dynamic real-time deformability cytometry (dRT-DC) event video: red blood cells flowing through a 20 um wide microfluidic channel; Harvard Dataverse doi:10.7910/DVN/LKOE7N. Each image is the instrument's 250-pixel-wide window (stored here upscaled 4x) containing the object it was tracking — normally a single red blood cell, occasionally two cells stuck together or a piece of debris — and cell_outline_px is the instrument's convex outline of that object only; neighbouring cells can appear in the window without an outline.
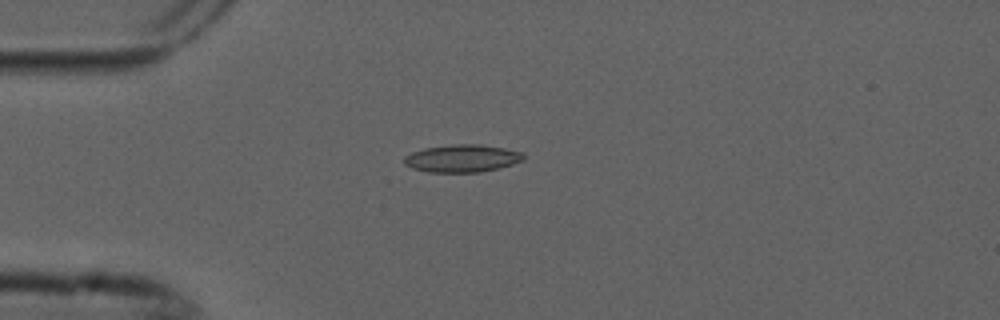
{"species": "common noctule bat (a hibernating species)", "species_latin": "Nyctalus noctula", "temperature_condition": "cold", "stored_images_in_passage": 6, "camera_frame_rate_fps": 3000, "um_per_image_px": 0.085, "animal": {"sex": "male", "forearm_length_mm": 52.5}, "frame": {"image": 1, "passage_image": 3, "time_ms": 0.667, "image_size_px": [1000, 320], "cell_outline_px": [[524, 160], [500, 168], [480, 172], [428, 172], [412, 168], [404, 164], [404, 156], [412, 152], [424, 148], [452, 144], [480, 144], [504, 148], [524, 152]], "centroid_in_image_um": [39.29, 13.46], "position_along_channel_um": 45.7, "area_um2": 19.31}}
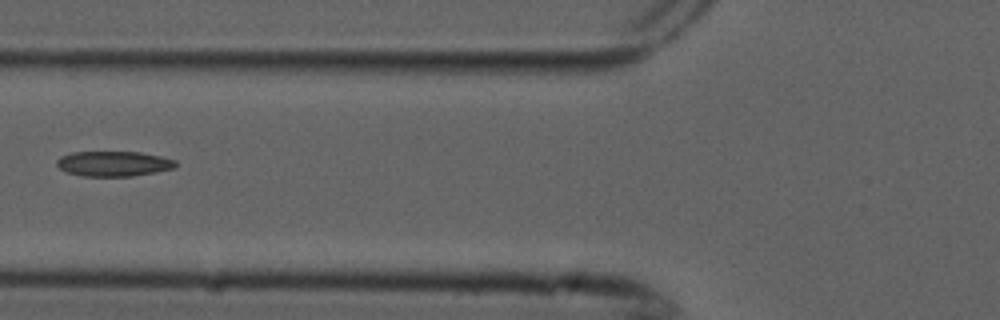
{"frame": {"image": 2, "passage_image": 5, "time_ms": 1.333, "image_size_px": [1000, 320], "cell_outline_px": [[176, 168], [156, 172], [132, 176], [84, 176], [68, 172], [60, 168], [56, 164], [56, 160], [60, 156], [72, 152], [140, 152], [160, 156], [176, 160]], "centroid_in_image_um": [9.67, 13.91], "position_along_channel_um": 116.1, "area_um2": 17.4}}
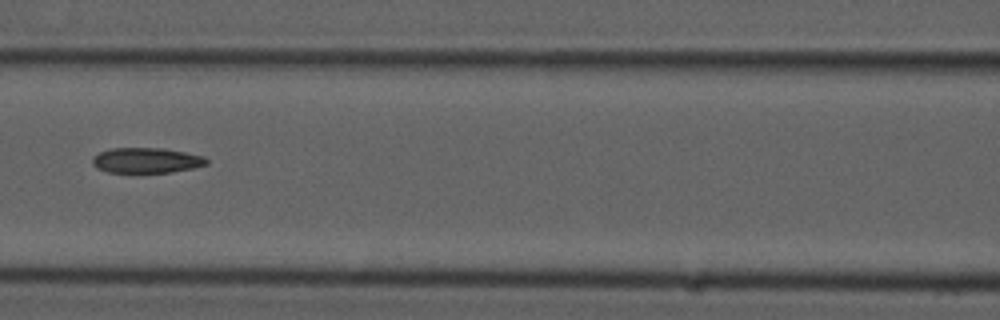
{"frame": {"image": 3, "passage_image": 6, "time_ms": 1.667, "image_size_px": [1000, 320], "cell_outline_px": [[208, 164], [192, 168], [172, 172], [108, 172], [96, 168], [92, 164], [92, 156], [100, 152], [112, 148], [164, 148], [204, 156], [208, 160]], "centroid_in_image_um": [12.43, 13.63], "position_along_channel_um": 154.2, "area_um2": 16.82}}